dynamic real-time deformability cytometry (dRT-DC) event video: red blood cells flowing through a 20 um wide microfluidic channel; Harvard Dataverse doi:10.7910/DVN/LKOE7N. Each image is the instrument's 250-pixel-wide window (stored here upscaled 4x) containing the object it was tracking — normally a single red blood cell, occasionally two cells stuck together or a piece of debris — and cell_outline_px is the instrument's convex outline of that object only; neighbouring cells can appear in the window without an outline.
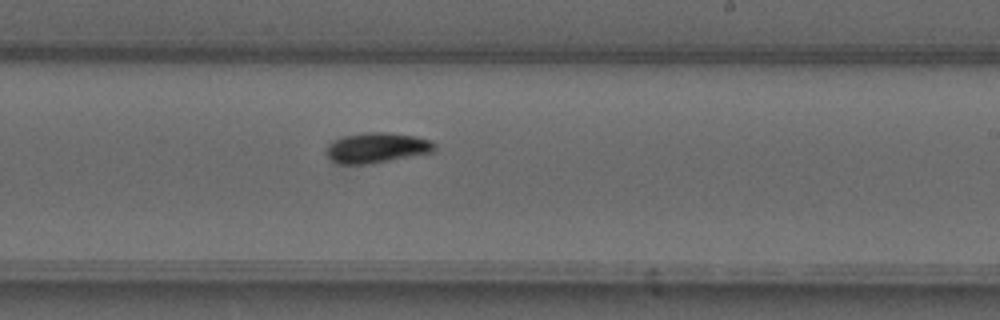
{"species": "common noctule bat (a hibernating species)", "species_latin": "Nyctalus noctula", "temperature_condition": "warm", "stored_images_in_passage": 30, "camera_frame_rate_fps": 3000, "um_per_image_px": 0.085, "animal": {"sex": "male", "forearm_length_mm": 52.5}, "frame": {"image": 1, "passage_image": 29, "time_ms": 9.333, "image_size_px": [1000, 320], "cell_outline_px": [[436, 152], [368, 164], [336, 164], [328, 160], [328, 144], [344, 136], [368, 132], [384, 132], [416, 136], [432, 140], [436, 144]], "centroid_in_image_um": [32.08, 12.57], "position_along_channel_um": 256.9, "area_um2": 19.19}}